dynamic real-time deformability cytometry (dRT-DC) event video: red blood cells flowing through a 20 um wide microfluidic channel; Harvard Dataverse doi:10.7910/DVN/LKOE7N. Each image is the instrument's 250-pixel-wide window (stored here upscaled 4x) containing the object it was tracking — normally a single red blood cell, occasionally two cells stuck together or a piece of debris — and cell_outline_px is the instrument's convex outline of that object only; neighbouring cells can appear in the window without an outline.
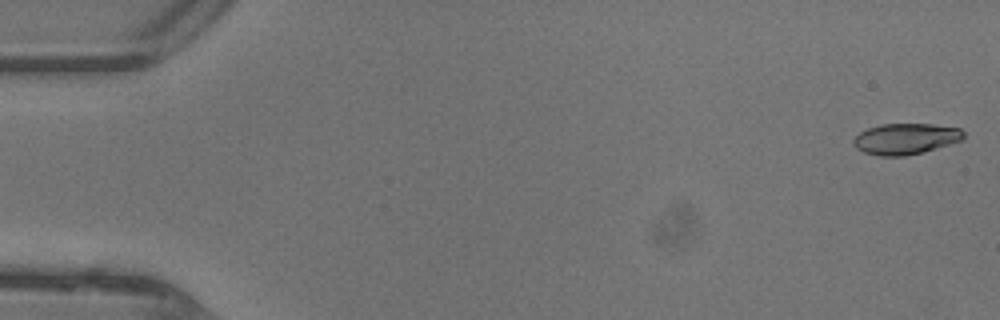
{"species": "common noctule bat (a hibernating species)", "species_latin": "Nyctalus noctula", "temperature_condition": "warm", "stored_images_in_passage": 42, "camera_frame_rate_fps": 3000, "um_per_image_px": 0.085, "animal": {"sex": "female"}, "frame": {"image": 1, "passage_image": 1, "time_ms": 0.0, "image_size_px": [1000, 320], "cell_outline_px": [[964, 140], [920, 152], [904, 156], [880, 156], [864, 152], [856, 148], [852, 140], [860, 132], [868, 128], [880, 124], [932, 124], [960, 128], [964, 132]], "centroid_in_image_um": [76.97, 11.79], "position_along_channel_um": 8.0, "area_um2": 19.77}}
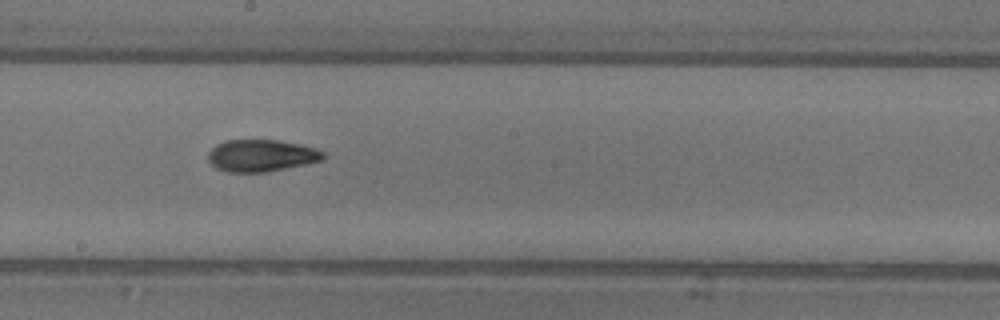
{"frame": {"image": 2, "passage_image": 26, "time_ms": 8.333, "image_size_px": [1000, 320], "cell_outline_px": [[324, 160], [268, 172], [228, 172], [216, 168], [208, 160], [208, 152], [216, 144], [224, 140], [276, 140], [304, 144], [316, 148], [324, 152]], "centroid_in_image_um": [22.23, 13.22], "position_along_channel_um": 226.0, "area_um2": 21.68}}
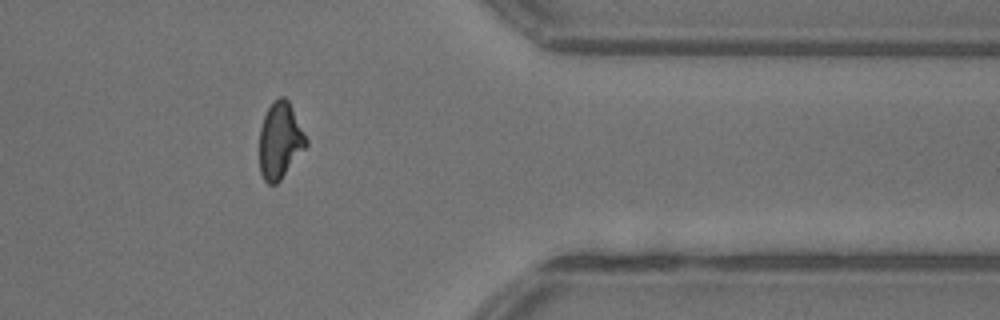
{"frame": {"image": 3, "passage_image": 38, "time_ms": 12.333, "image_size_px": [1000, 320], "cell_outline_px": [[308, 144], [280, 180], [276, 184], [268, 184], [264, 180], [260, 172], [260, 128], [264, 116], [272, 100], [280, 96], [284, 96], [288, 100], [308, 140]], "centroid_in_image_um": [23.79, 11.93], "position_along_channel_um": 387.6, "area_um2": 20.63}, "authors_computed_cell_mechanics": {"area_um2": 21.0392, "velocity_mm_per_s": 4.47, "shape_relaxation_time_tau1_ms": 5.5425, "shape_relaxation_time_tau2_ms": 2.1096, "deformation_change_tau1": 0.2001, "deformation_change_tau2": 0.0884}}